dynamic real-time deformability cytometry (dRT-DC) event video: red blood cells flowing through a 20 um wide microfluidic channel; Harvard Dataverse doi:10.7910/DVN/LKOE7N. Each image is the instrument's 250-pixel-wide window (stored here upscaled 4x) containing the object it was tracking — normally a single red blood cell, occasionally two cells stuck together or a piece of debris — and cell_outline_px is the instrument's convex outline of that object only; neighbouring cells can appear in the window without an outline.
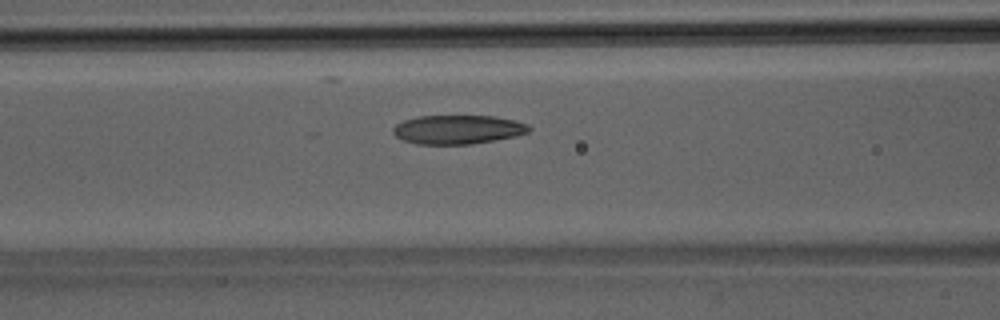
{"species": "Egyptian fruit bat (a non-hibernating species)", "species_latin": "Rousettus aegyptiacus", "temperature_condition": "room temperature", "stored_images_in_passage": 30, "camera_frame_rate_fps": 3000, "um_per_image_px": 0.085, "animal": {"sex": "male"}, "frame": {"image": 1, "passage_image": 7, "time_ms": 2.0, "image_size_px": [1000, 320], "cell_outline_px": [[532, 128], [528, 132], [516, 136], [496, 140], [472, 144], [416, 144], [404, 140], [396, 136], [392, 132], [392, 128], [396, 124], [404, 120], [420, 116], [496, 116], [528, 124]], "centroid_in_image_um": [38.92, 11.01], "position_along_channel_um": 127.7, "area_um2": 22.95}}
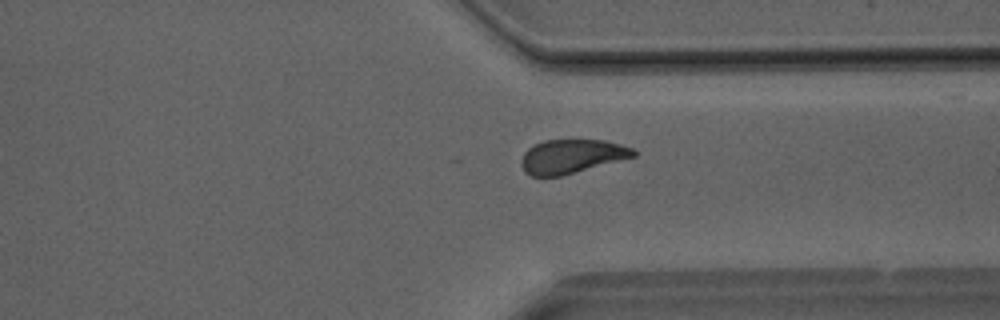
{"frame": {"image": 2, "passage_image": 21, "time_ms": 6.667, "image_size_px": [1000, 320], "cell_outline_px": [[636, 156], [560, 176], [532, 176], [524, 172], [520, 164], [520, 160], [524, 152], [528, 148], [544, 140], [604, 140], [620, 144], [632, 148], [636, 152]], "centroid_in_image_um": [48.56, 13.29], "position_along_channel_um": 362.8, "area_um2": 22.08}}
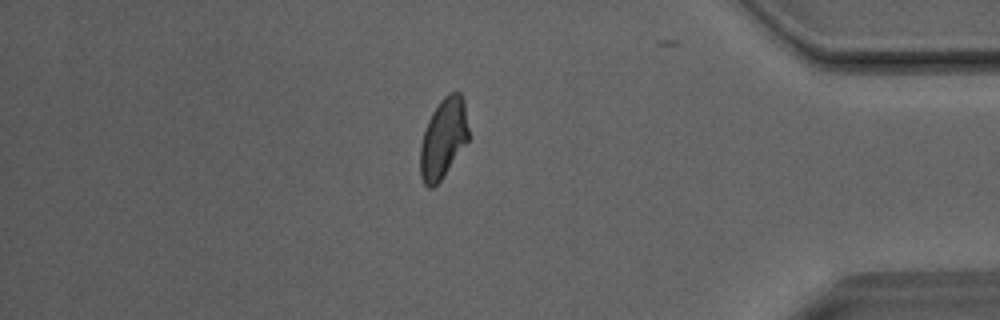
{"frame": {"image": 3, "passage_image": 25, "time_ms": 8.0, "image_size_px": [1000, 320], "cell_outline_px": [[468, 140], [440, 180], [432, 188], [428, 188], [424, 184], [420, 176], [420, 144], [428, 120], [432, 112], [440, 100], [448, 92], [460, 92], [464, 100], [468, 128]], "centroid_in_image_um": [37.66, 11.74], "position_along_channel_um": 397.5, "area_um2": 22.31}}